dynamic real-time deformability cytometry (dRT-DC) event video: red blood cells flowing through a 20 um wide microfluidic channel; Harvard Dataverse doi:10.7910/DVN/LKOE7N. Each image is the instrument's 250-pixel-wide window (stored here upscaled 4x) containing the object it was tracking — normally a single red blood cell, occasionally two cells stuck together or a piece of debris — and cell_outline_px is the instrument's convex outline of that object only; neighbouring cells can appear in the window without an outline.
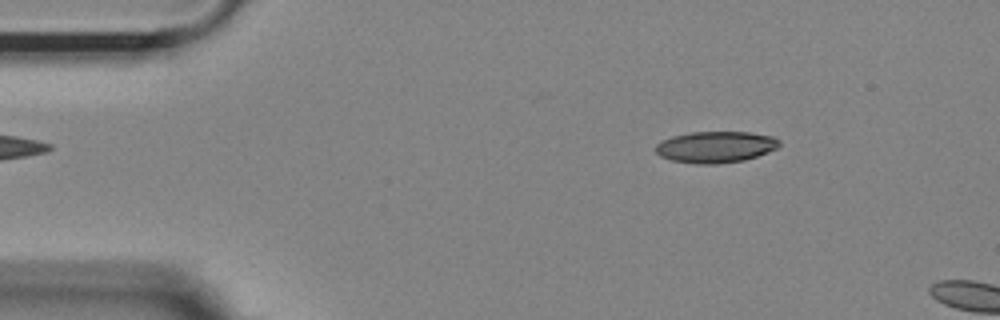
{"species": "Egyptian fruit bat (a non-hibernating species)", "species_latin": "Rousettus aegyptiacus", "temperature_condition": "room temperature", "stored_images_in_passage": 10, "camera_frame_rate_fps": 3000, "um_per_image_px": 0.085, "animal": {"sex": "female"}, "frame": {"image": 1, "passage_image": 7, "time_ms": 2.0, "image_size_px": [1000, 320], "cell_outline_px": [[780, 144], [776, 148], [768, 152], [744, 160], [716, 164], [696, 164], [672, 160], [660, 156], [656, 152], [656, 144], [672, 136], [692, 132], [748, 132], [772, 136], [780, 140]], "centroid_in_image_um": [60.83, 12.49], "position_along_channel_um": 24.2, "area_um2": 22.48}}